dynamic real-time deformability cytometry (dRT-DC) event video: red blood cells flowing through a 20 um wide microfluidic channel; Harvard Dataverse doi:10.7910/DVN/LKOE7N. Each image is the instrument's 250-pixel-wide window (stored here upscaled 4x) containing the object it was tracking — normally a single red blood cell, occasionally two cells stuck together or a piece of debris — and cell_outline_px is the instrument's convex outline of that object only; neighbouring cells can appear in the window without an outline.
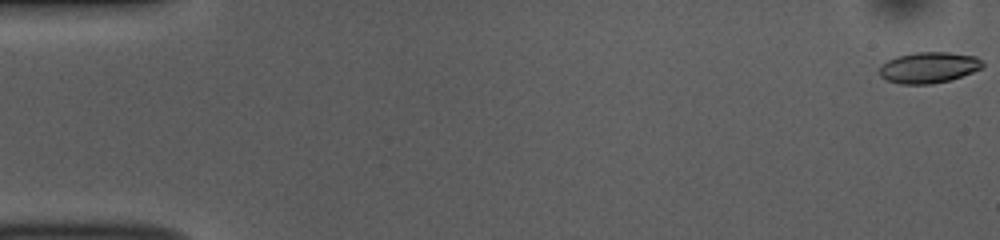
{"species": "common noctule bat (a hibernating species)", "species_latin": "Nyctalus noctula", "temperature_condition": "room temperature", "stored_images_in_passage": 53, "camera_frame_rate_fps": 3000, "um_per_image_px": 0.085, "animal": {"sex": "female", "body_mass_g": 10.0, "forearm_length_mm": 53.1}, "frame": {"image": 1, "passage_image": 1, "time_ms": 0.0, "image_size_px": [1000, 240], "cell_outline_px": [[984, 64], [980, 68], [972, 72], [948, 80], [932, 84], [900, 84], [888, 80], [880, 76], [880, 68], [888, 60], [896, 56], [916, 52], [948, 52], [976, 56]], "centroid_in_image_um": [78.93, 5.73], "position_along_channel_um": 6.1, "area_um2": 18.38}}
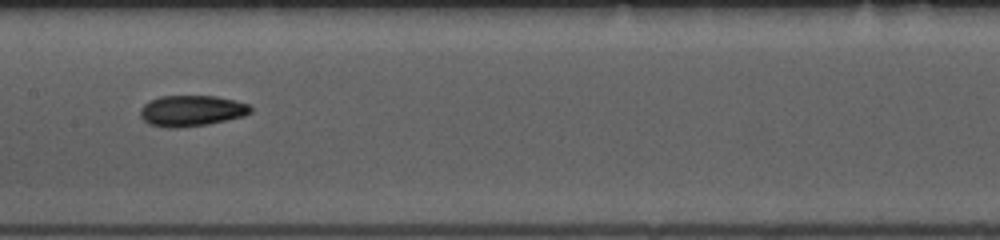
{"frame": {"image": 2, "passage_image": 27, "time_ms": 8.667, "image_size_px": [1000, 240], "cell_outline_px": [[252, 112], [244, 116], [208, 124], [176, 128], [168, 128], [148, 124], [140, 116], [140, 108], [148, 100], [160, 96], [216, 96], [236, 100], [248, 104], [252, 108]], "centroid_in_image_um": [16.27, 9.41], "position_along_channel_um": 191.1, "area_um2": 20.06}}
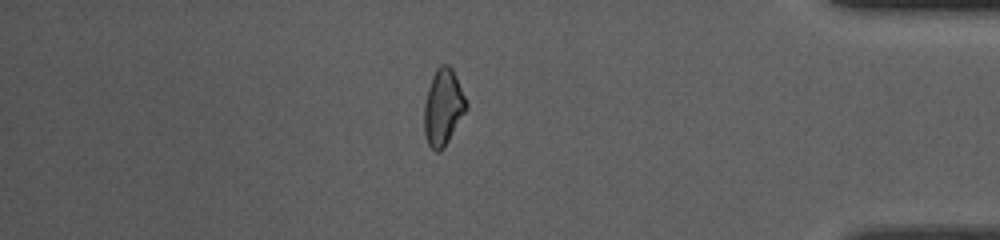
{"frame": {"image": 3, "passage_image": 46, "time_ms": 15.0, "image_size_px": [1000, 240], "cell_outline_px": [[468, 108], [444, 148], [440, 152], [436, 152], [428, 144], [424, 136], [424, 104], [428, 88], [432, 76], [436, 68], [440, 64], [448, 64], [452, 68], [456, 76], [468, 104]], "centroid_in_image_um": [37.66, 9.12], "position_along_channel_um": 397.5, "area_um2": 18.9}, "authors_computed_cell_mechanics": {"area_um2": 18.9584, "velocity_mm_per_s": 3.789, "shape_relaxation_time_tau1_ms": 5.8785, "shape_relaxation_time_tau2_ms": 2.3777, "deformation_change_tau1": 0.1697, "deformation_change_tau2": 0.0838}}